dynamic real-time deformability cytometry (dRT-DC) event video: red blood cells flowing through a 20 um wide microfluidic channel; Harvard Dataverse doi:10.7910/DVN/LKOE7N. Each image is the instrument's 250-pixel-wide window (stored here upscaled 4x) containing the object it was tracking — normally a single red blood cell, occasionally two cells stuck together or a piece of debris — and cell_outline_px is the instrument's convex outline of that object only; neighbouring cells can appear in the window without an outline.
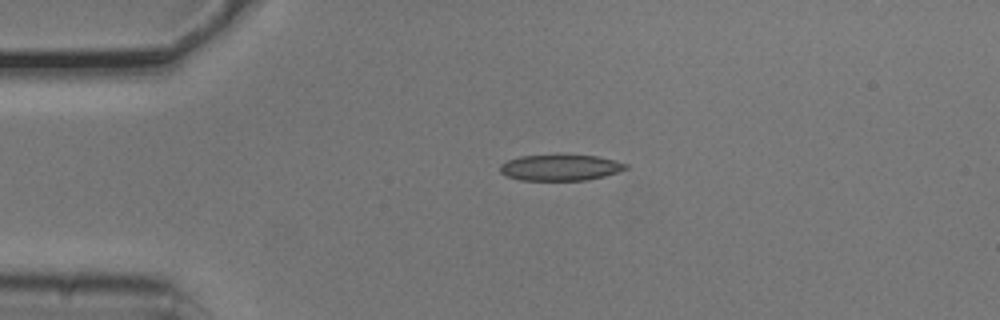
{"species": "common noctule bat (a hibernating species)", "species_latin": "Nyctalus noctula", "temperature_condition": "cold", "stored_images_in_passage": 5, "camera_frame_rate_fps": 3000, "um_per_image_px": 0.085, "animal": {"sex": "male", "body_mass_g": 20.5, "forearm_length_mm": 52.5}, "frame": {"image": 1, "passage_image": 4, "time_ms": 1.0, "image_size_px": [1000, 320], "cell_outline_px": [[628, 168], [604, 176], [588, 180], [520, 180], [508, 176], [500, 172], [500, 164], [508, 160], [520, 156], [596, 156], [628, 164]], "centroid_in_image_um": [47.61, 14.26], "position_along_channel_um": 37.4, "area_um2": 18.61}}